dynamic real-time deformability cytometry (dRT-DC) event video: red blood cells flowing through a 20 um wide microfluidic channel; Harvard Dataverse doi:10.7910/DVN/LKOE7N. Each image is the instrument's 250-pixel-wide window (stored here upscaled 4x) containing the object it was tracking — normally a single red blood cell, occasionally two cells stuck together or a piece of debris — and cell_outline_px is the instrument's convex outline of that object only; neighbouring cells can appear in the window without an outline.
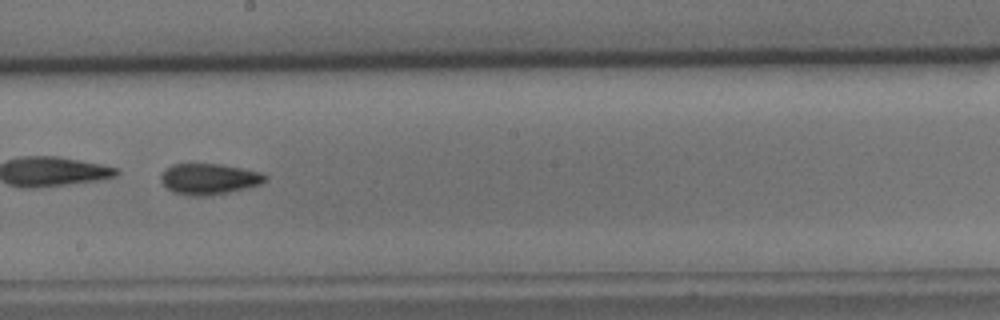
{"species": "common noctule bat (a hibernating species)", "species_latin": "Nyctalus noctula", "temperature_condition": "cold", "stored_images_in_passage": 57, "camera_frame_rate_fps": 3000, "um_per_image_px": 0.085, "animal": {"sex": "male", "body_mass_g": 15.6}, "frame": {"image": 1, "passage_image": 33, "time_ms": 10.667, "image_size_px": [1000, 320], "cell_outline_px": [[268, 176], [260, 184], [248, 188], [208, 196], [192, 196], [172, 192], [160, 180], [160, 176], [164, 168], [172, 164], [220, 164], [260, 172]], "centroid_in_image_um": [17.73, 15.21], "position_along_channel_um": 230.5, "area_um2": 18.79}, "authors_computed_cell_mechanics": {"area_um2": 19.074, "velocity_mm_per_s": 3.5063, "shape_relaxation_time_tau1_ms": 8.2322, "shape_relaxation_time_tau2_ms": 7.0112, "deformation_change_tau1": 0.1242, "deformation_change_tau2": 0.1145}}